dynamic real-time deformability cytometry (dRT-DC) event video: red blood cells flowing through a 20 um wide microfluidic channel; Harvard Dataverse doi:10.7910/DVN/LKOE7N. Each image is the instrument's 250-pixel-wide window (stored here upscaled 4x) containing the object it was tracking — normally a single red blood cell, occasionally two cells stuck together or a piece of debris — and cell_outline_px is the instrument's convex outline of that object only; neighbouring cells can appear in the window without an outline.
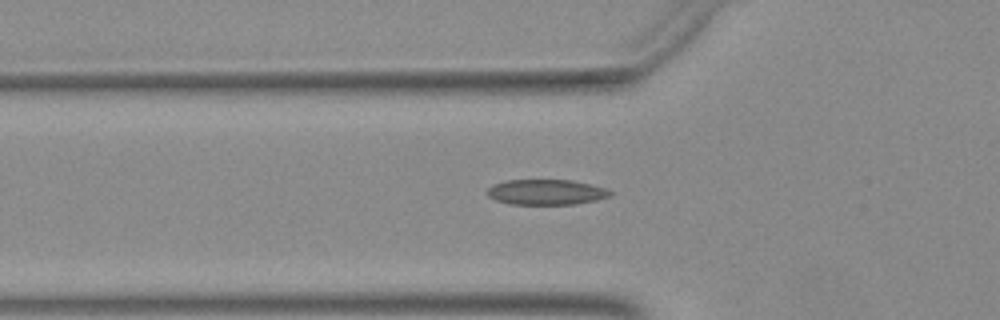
{"species": "Egyptian fruit bat (a non-hibernating species)", "species_latin": "Rousettus aegyptiacus", "temperature_condition": "warm", "stored_images_in_passage": 28, "camera_frame_rate_fps": 3000, "um_per_image_px": 0.085, "animal": {"sex": "female"}, "frame": {"image": 1, "passage_image": 2, "time_ms": 0.333, "image_size_px": [1000, 320], "cell_outline_px": [[612, 196], [596, 200], [576, 204], [508, 204], [496, 200], [488, 196], [484, 192], [492, 184], [504, 180], [572, 180], [592, 184], [604, 188], [612, 192]], "centroid_in_image_um": [46.39, 16.32], "position_along_channel_um": 79.4, "area_um2": 18.38}}
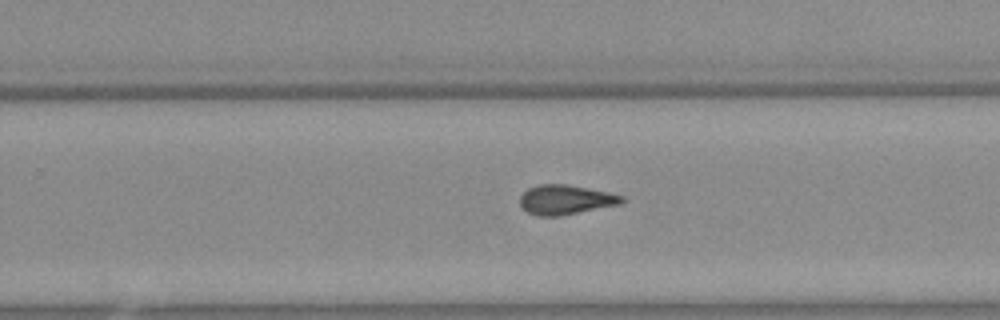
{"frame": {"image": 2, "passage_image": 17, "time_ms": 5.333, "image_size_px": [1000, 320], "cell_outline_px": [[624, 200], [620, 204], [560, 216], [540, 216], [528, 212], [520, 204], [520, 196], [528, 188], [540, 184], [564, 184], [612, 192], [624, 196]], "centroid_in_image_um": [48.1, 16.97], "position_along_channel_um": 281.7, "area_um2": 17.51}}
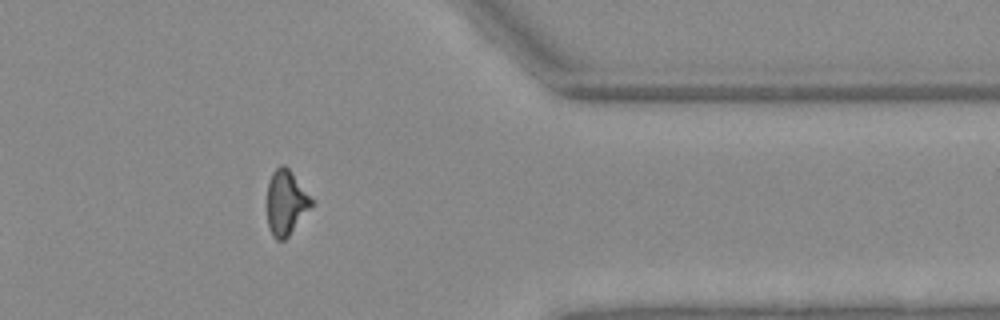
{"frame": {"image": 3, "passage_image": 26, "time_ms": 8.333, "image_size_px": [1000, 320], "cell_outline_px": [[312, 204], [288, 236], [284, 240], [276, 240], [272, 236], [268, 224], [268, 184], [272, 172], [280, 164], [284, 164], [288, 168], [312, 200]], "centroid_in_image_um": [24.27, 17.22], "position_along_channel_um": 387.1, "area_um2": 16.13}}